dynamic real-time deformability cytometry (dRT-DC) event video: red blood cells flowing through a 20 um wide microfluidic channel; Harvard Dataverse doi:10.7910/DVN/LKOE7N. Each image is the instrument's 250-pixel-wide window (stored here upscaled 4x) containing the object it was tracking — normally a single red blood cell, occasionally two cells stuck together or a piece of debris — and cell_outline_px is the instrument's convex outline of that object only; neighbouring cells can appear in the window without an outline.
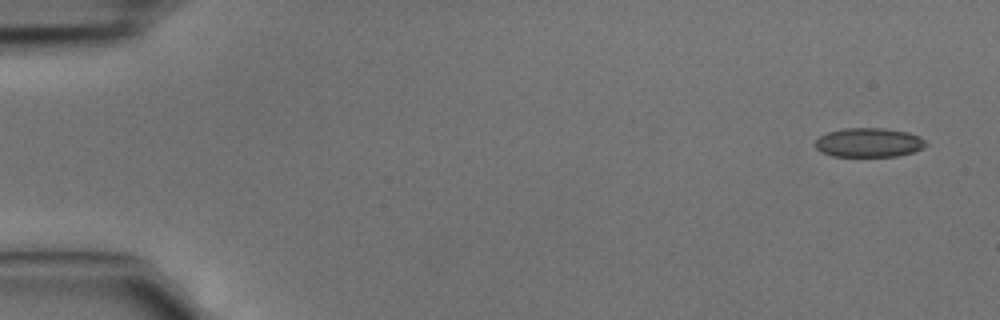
{"species": "common noctule bat (a hibernating species)", "species_latin": "Nyctalus noctula", "temperature_condition": "cold", "stored_images_in_passage": 3, "camera_frame_rate_fps": 3000, "um_per_image_px": 0.085, "animal": {"sex": "male", "body_mass_g": 15.6}, "frame": {"image": 1, "passage_image": 1, "time_ms": 0.0, "image_size_px": [1000, 320], "cell_outline_px": [[928, 144], [924, 148], [912, 152], [896, 156], [832, 156], [820, 152], [816, 148], [816, 140], [820, 136], [828, 132], [844, 128], [884, 128], [908, 132], [920, 136]], "centroid_in_image_um": [73.86, 12.11], "position_along_channel_um": 11.1, "area_um2": 18.84}}
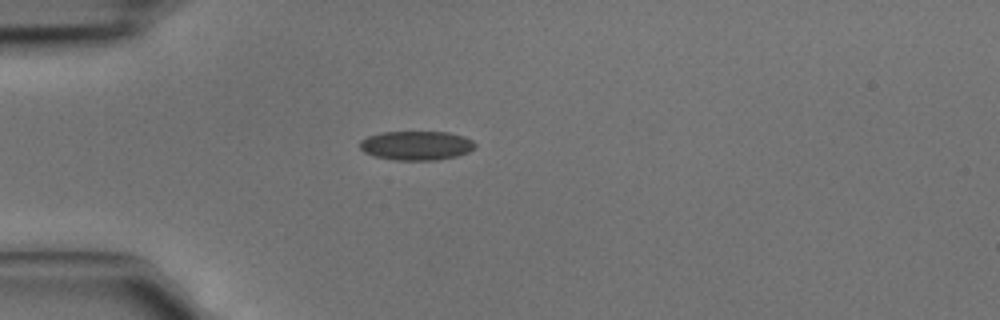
{"frame": {"image": 2, "passage_image": 3, "time_ms": 0.667, "image_size_px": [1000, 320], "cell_outline_px": [[476, 148], [468, 152], [456, 156], [436, 160], [396, 160], [372, 156], [364, 152], [360, 148], [360, 140], [368, 136], [380, 132], [448, 132], [464, 136], [472, 140], [476, 144]], "centroid_in_image_um": [35.39, 12.37], "position_along_channel_um": 49.6, "area_um2": 19.71}}